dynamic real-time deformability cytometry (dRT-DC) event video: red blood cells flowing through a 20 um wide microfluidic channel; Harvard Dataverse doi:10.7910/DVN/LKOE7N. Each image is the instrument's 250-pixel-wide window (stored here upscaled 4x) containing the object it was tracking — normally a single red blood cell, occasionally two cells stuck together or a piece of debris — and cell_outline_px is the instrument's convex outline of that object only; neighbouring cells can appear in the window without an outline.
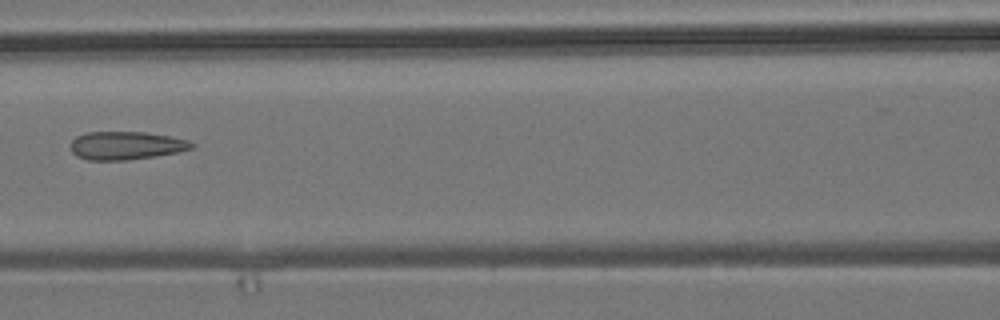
{"species": "common noctule bat (a hibernating species)", "species_latin": "Nyctalus noctula", "temperature_condition": "room temperature", "stored_images_in_passage": 4, "camera_frame_rate_fps": 3000, "um_per_image_px": 0.085, "animal": {"sex": "male", "body_mass_g": 19.2, "forearm_length_mm": 51.8}, "frame": {"image": 1, "passage_image": 3, "time_ms": 2.333, "image_size_px": [1000, 320], "cell_outline_px": [[196, 144], [192, 148], [176, 152], [128, 160], [88, 160], [76, 156], [72, 152], [72, 140], [76, 136], [88, 132], [144, 132], [168, 136], [188, 140]], "centroid_in_image_um": [10.69, 12.37], "position_along_channel_um": 155.9, "area_um2": 19.65}}
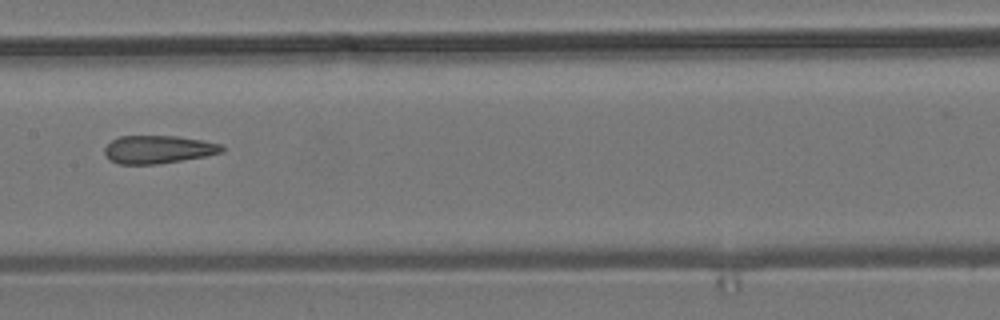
{"frame": {"image": 2, "passage_image": 4, "time_ms": 3.333, "image_size_px": [1000, 320], "cell_outline_px": [[224, 152], [204, 156], [156, 164], [116, 164], [108, 160], [104, 152], [104, 148], [112, 140], [120, 136], [176, 136], [200, 140], [220, 144], [224, 148]], "centroid_in_image_um": [13.39, 12.71], "position_along_channel_um": 194.0, "area_um2": 19.02}}